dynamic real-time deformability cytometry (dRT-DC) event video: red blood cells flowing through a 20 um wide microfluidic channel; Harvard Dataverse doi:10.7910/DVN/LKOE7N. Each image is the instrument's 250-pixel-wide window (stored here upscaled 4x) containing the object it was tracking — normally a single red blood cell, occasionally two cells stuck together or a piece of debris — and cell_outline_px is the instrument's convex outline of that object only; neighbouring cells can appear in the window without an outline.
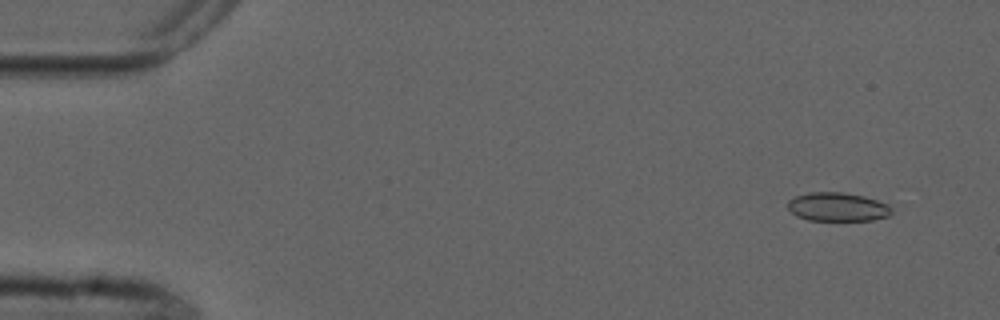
{"species": "common noctule bat (a hibernating species)", "species_latin": "Nyctalus noctula", "temperature_condition": "cold", "stored_images_in_passage": 4, "camera_frame_rate_fps": 3000, "um_per_image_px": 0.085, "animal": {"sex": "male", "forearm_length_mm": 52.5}, "frame": {"image": 1, "passage_image": 1, "time_ms": 0.0, "image_size_px": [1000, 320], "cell_outline_px": [[892, 212], [888, 216], [872, 220], [808, 220], [796, 216], [788, 208], [788, 200], [796, 196], [808, 192], [844, 192], [864, 196], [888, 204], [892, 208]], "centroid_in_image_um": [71.19, 17.58], "position_along_channel_um": 13.8, "area_um2": 17.4}}